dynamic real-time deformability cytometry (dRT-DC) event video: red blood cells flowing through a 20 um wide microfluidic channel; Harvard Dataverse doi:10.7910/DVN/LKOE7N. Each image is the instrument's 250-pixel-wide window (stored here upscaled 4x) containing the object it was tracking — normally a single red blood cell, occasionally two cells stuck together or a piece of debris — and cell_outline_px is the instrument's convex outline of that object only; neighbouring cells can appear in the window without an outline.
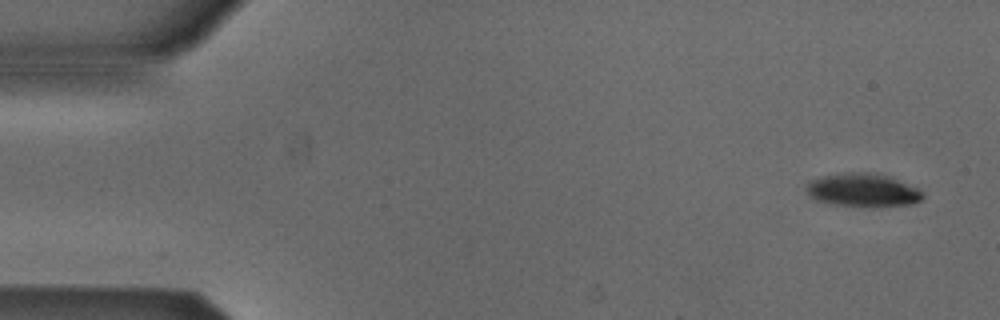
{"species": "Egyptian fruit bat (a non-hibernating species)", "species_latin": "Rousettus aegyptiacus", "temperature_condition": "cold", "stored_images_in_passage": 51, "camera_frame_rate_fps": 3000, "um_per_image_px": 0.085, "animal": {"sex": "male"}, "frame": {"image": 1, "passage_image": 1, "time_ms": 0.0, "image_size_px": [1000, 320], "cell_outline_px": [[924, 196], [920, 200], [912, 204], [872, 208], [864, 208], [828, 204], [816, 200], [808, 192], [808, 184], [812, 180], [820, 176], [852, 172], [876, 172], [888, 176], [916, 188], [924, 192]], "centroid_in_image_um": [73.37, 16.19], "position_along_channel_um": 11.6, "area_um2": 22.89}}
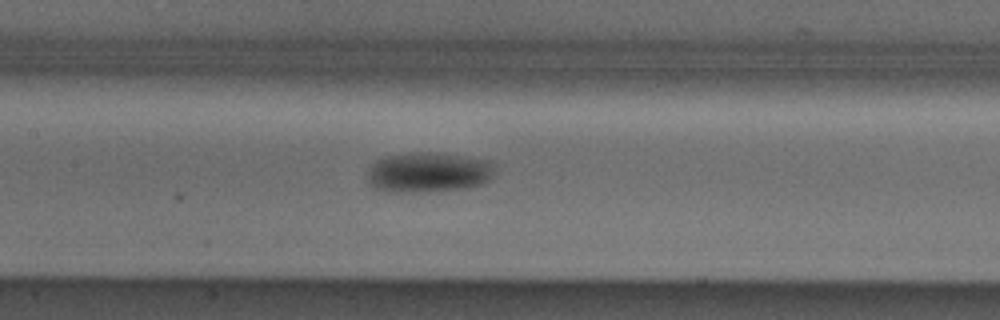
{"frame": {"image": 2, "passage_image": 23, "time_ms": 7.333, "image_size_px": [1000, 320], "cell_outline_px": [[492, 176], [484, 184], [468, 188], [416, 192], [384, 192], [376, 188], [368, 180], [368, 172], [372, 164], [376, 160], [388, 156], [424, 152], [460, 156], [488, 160], [492, 164]], "centroid_in_image_um": [36.4, 14.67], "position_along_channel_um": 171.0, "area_um2": 29.3}}
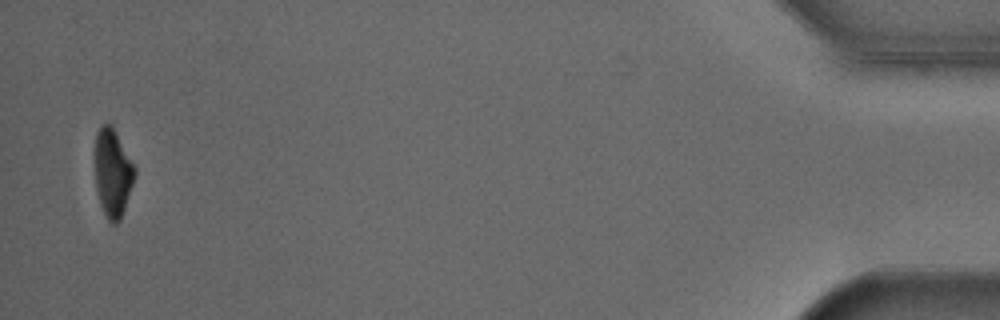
{"frame": {"image": 3, "passage_image": 50, "time_ms": 16.333, "image_size_px": [1000, 320], "cell_outline_px": [[136, 176], [120, 220], [116, 224], [112, 224], [104, 216], [100, 204], [96, 188], [96, 132], [100, 124], [112, 124], [136, 168]], "centroid_in_image_um": [9.59, 14.7], "position_along_channel_um": 425.6, "area_um2": 20.46}}